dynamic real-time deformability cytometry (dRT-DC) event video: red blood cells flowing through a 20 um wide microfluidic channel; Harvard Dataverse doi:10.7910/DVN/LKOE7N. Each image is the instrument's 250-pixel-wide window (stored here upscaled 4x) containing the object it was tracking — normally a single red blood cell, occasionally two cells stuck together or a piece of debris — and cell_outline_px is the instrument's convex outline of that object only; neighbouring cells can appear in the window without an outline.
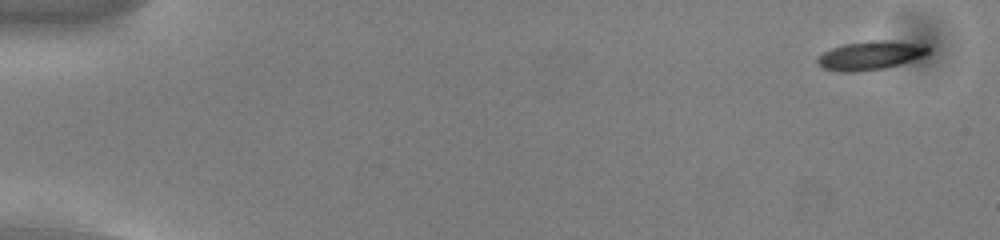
{"species": "common noctule bat (a hibernating species)", "species_latin": "Nyctalus noctula", "temperature_condition": "cold", "stored_images_in_passage": 54, "camera_frame_rate_fps": 3000, "um_per_image_px": 0.085, "animal": {"sex": "male", "body_mass_g": 13.0, "forearm_length_mm": 53.1}, "frame": {"image": 1, "passage_image": 1, "time_ms": 0.0, "image_size_px": [1000, 240], "cell_outline_px": [[928, 52], [924, 56], [900, 64], [884, 68], [856, 72], [844, 72], [824, 68], [816, 60], [824, 52], [832, 48], [844, 44], [876, 40], [888, 40], [912, 44], [928, 48]], "centroid_in_image_um": [73.94, 4.72], "position_along_channel_um": 11.1, "area_um2": 17.92}}
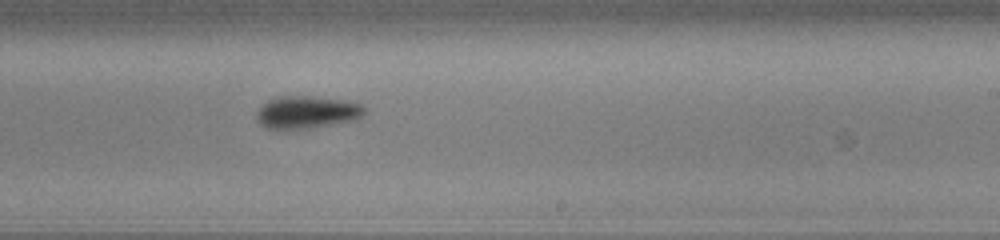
{"frame": {"image": 2, "passage_image": 33, "time_ms": 10.667, "image_size_px": [1000, 240], "cell_outline_px": [[364, 112], [356, 120], [312, 128], [268, 128], [260, 124], [256, 120], [256, 112], [268, 100], [280, 96], [308, 96], [340, 100], [360, 104], [364, 108]], "centroid_in_image_um": [26.05, 9.54], "position_along_channel_um": 262.9, "area_um2": 20.06}}
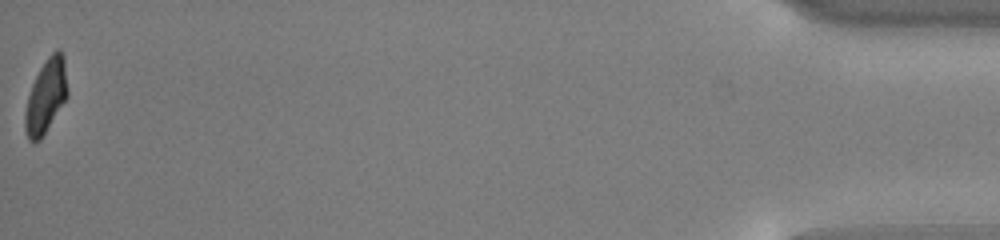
{"frame": {"image": 3, "passage_image": 54, "time_ms": 17.667, "image_size_px": [1000, 240], "cell_outline_px": [[68, 96], [40, 140], [28, 140], [24, 128], [24, 112], [28, 96], [32, 84], [40, 68], [48, 56], [56, 48], [60, 48], [64, 56], [68, 88]], "centroid_in_image_um": [3.91, 8.14], "position_along_channel_um": 431.3, "area_um2": 18.32}, "authors_computed_cell_mechanics": {"area_um2": 19.0162, "velocity_mm_per_s": 3.7379, "shape_relaxation_time_tau1_ms": 2.471, "shape_relaxation_time_tau2_ms": 4.2589, "deformation_change_tau1": 0.1371, "deformation_change_tau2": 0.1117}}